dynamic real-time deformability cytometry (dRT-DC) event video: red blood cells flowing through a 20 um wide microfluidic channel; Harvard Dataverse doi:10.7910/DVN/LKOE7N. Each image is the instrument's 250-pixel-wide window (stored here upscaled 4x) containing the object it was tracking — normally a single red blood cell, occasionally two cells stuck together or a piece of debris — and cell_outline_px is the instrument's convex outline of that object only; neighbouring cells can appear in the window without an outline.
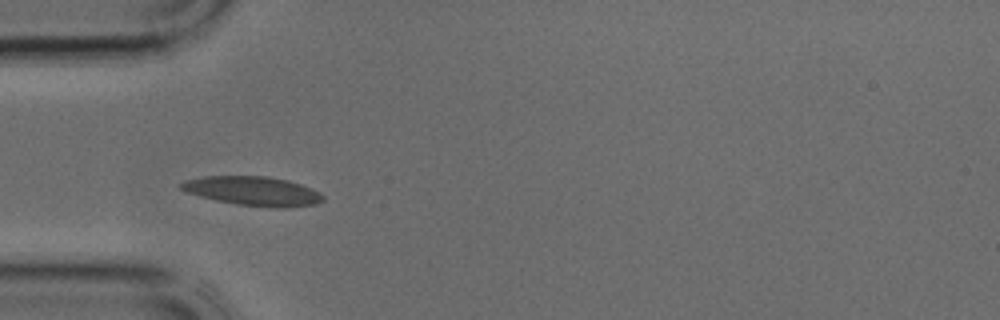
{"species": "common noctule bat (a hibernating species)", "species_latin": "Nyctalus noctula", "temperature_condition": "cold", "stored_images_in_passage": 27, "camera_frame_rate_fps": 3000, "um_per_image_px": 0.085, "animal": {"sex": "male", "body_mass_g": 17.9, "forearm_length_mm": 54.2}, "frame": {"image": 1, "passage_image": 1, "time_ms": 0.0, "image_size_px": [1000, 320], "cell_outline_px": [[324, 200], [316, 204], [288, 208], [272, 208], [236, 204], [216, 200], [200, 196], [188, 192], [180, 188], [176, 184], [184, 180], [204, 176], [268, 176], [288, 180], [312, 188], [320, 192], [324, 196]], "centroid_in_image_um": [21.52, 16.24], "position_along_channel_um": 63.5, "area_um2": 24.39}}
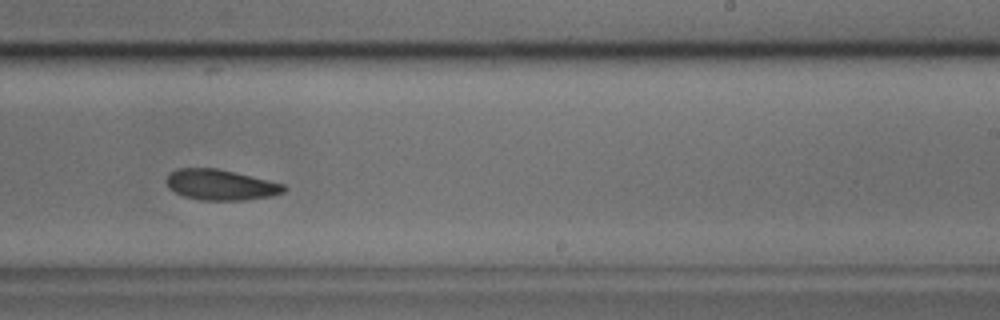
{"frame": {"image": 2, "passage_image": 13, "time_ms": 4.0, "image_size_px": [1000, 320], "cell_outline_px": [[288, 188], [284, 192], [272, 196], [244, 200], [200, 200], [184, 196], [168, 188], [164, 180], [168, 172], [176, 168], [216, 168], [236, 172], [284, 184]], "centroid_in_image_um": [18.72, 15.7], "position_along_channel_um": 270.3, "area_um2": 21.21}}
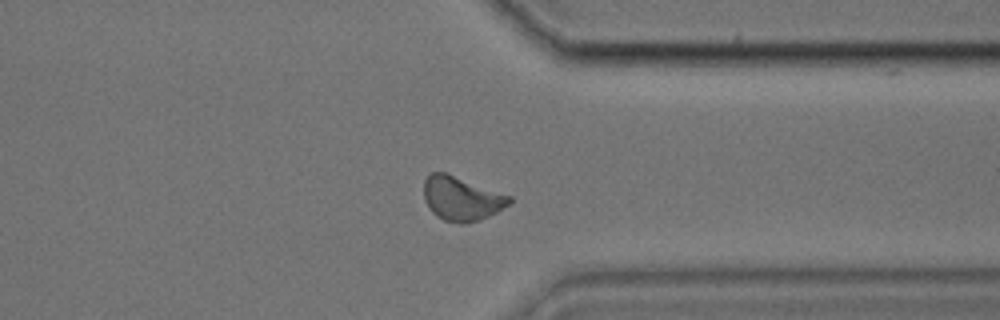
{"frame": {"image": 3, "passage_image": 19, "time_ms": 6.0, "image_size_px": [1000, 320], "cell_outline_px": [[512, 200], [508, 204], [496, 212], [488, 216], [464, 224], [460, 224], [444, 220], [436, 216], [428, 208], [424, 200], [424, 180], [432, 172], [444, 172], [512, 196]], "centroid_in_image_um": [39.2, 16.88], "position_along_channel_um": 372.2, "area_um2": 21.79}}